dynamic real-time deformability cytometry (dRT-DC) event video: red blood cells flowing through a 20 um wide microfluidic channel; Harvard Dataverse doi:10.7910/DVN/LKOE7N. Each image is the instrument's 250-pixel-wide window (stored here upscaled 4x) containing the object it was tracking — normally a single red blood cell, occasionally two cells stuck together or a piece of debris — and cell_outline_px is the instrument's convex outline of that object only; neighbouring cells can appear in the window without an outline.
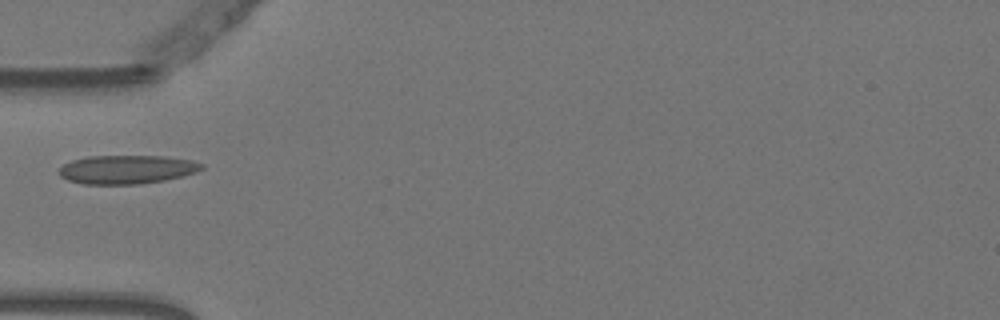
{"species": "Egyptian fruit bat (a non-hibernating species)", "species_latin": "Rousettus aegyptiacus", "temperature_condition": "warm", "stored_images_in_passage": 37, "camera_frame_rate_fps": 3000, "um_per_image_px": 0.085, "animal": {"sex": "female"}, "frame": {"image": 1, "passage_image": 1, "time_ms": 0.0, "image_size_px": [1000, 320], "cell_outline_px": [[204, 168], [180, 176], [164, 180], [140, 184], [84, 184], [68, 180], [60, 176], [60, 168], [64, 164], [72, 160], [88, 156], [164, 156], [192, 160], [204, 164]], "centroid_in_image_um": [10.76, 14.4], "position_along_channel_um": 74.2, "area_um2": 23.64}}
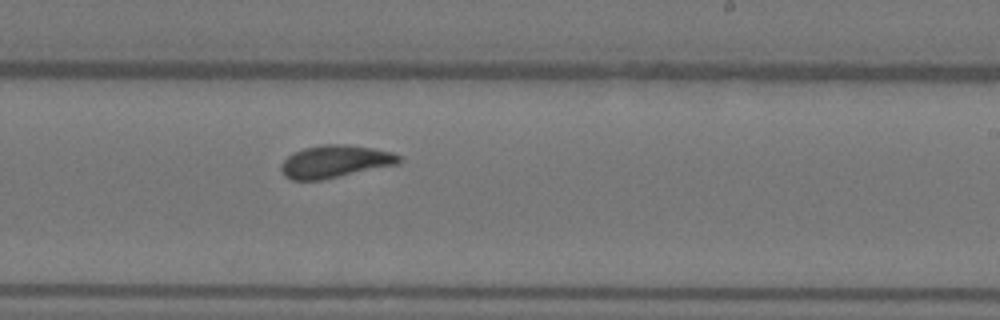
{"frame": {"image": 2, "passage_image": 16, "time_ms": 5.0, "image_size_px": [1000, 320], "cell_outline_px": [[404, 160], [400, 164], [320, 180], [292, 180], [284, 176], [280, 172], [280, 164], [292, 152], [304, 148], [320, 144], [344, 144], [372, 148], [392, 152], [400, 156]], "centroid_in_image_um": [28.47, 13.73], "position_along_channel_um": 260.5, "area_um2": 22.6}}
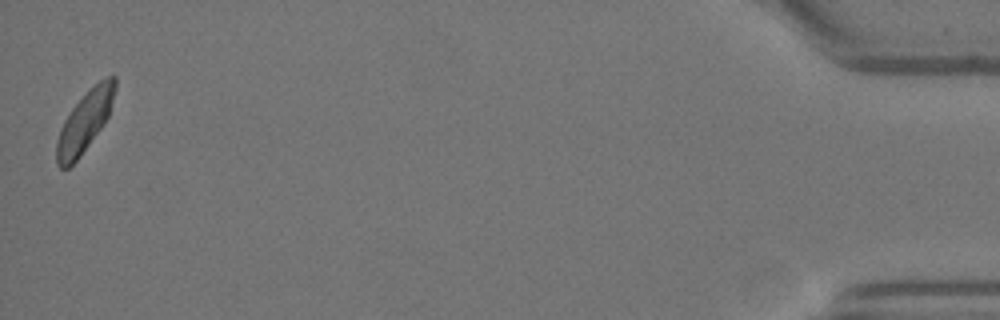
{"frame": {"image": 3, "passage_image": 37, "time_ms": 12.0, "image_size_px": [1000, 320], "cell_outline_px": [[116, 88], [108, 116], [104, 124], [80, 156], [68, 168], [60, 168], [56, 164], [56, 140], [60, 128], [64, 120], [72, 108], [104, 76], [112, 72], [116, 76]], "centroid_in_image_um": [7.21, 10.33], "position_along_channel_um": 428.0, "area_um2": 20.46}}